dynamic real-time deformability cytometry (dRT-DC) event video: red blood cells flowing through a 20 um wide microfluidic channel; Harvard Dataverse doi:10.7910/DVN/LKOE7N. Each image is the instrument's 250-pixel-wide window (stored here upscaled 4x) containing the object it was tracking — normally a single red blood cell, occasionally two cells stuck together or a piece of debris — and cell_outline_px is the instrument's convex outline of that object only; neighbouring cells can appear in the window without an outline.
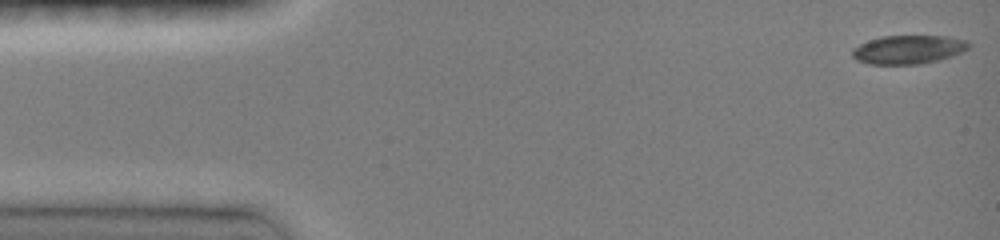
{"species": "common noctule bat (a hibernating species)", "species_latin": "Nyctalus noctula", "temperature_condition": "room temperature", "stored_images_in_passage": 46, "camera_frame_rate_fps": 3000, "um_per_image_px": 0.085, "animal": {"sex": "female", "body_mass_g": 19.0, "forearm_length_mm": 51.5}, "frame": {"image": 1, "passage_image": 1, "time_ms": 0.0, "image_size_px": [1000, 240], "cell_outline_px": [[972, 44], [968, 48], [952, 56], [920, 64], [868, 64], [856, 60], [852, 56], [852, 48], [868, 40], [880, 36], [948, 36], [968, 40]], "centroid_in_image_um": [77.2, 4.2], "position_along_channel_um": 7.8, "area_um2": 19.54}}
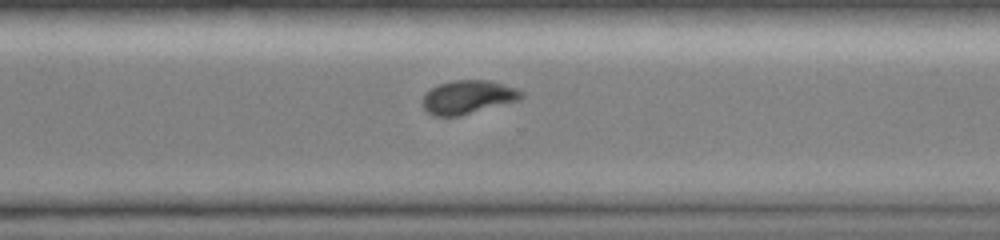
{"frame": {"image": 2, "passage_image": 33, "time_ms": 10.667, "image_size_px": [1000, 240], "cell_outline_px": [[524, 96], [520, 100], [460, 116], [432, 116], [424, 108], [424, 96], [432, 88], [440, 84], [452, 80], [488, 80], [516, 88], [524, 92]], "centroid_in_image_um": [39.82, 8.26], "position_along_channel_um": 330.8, "area_um2": 19.19}}
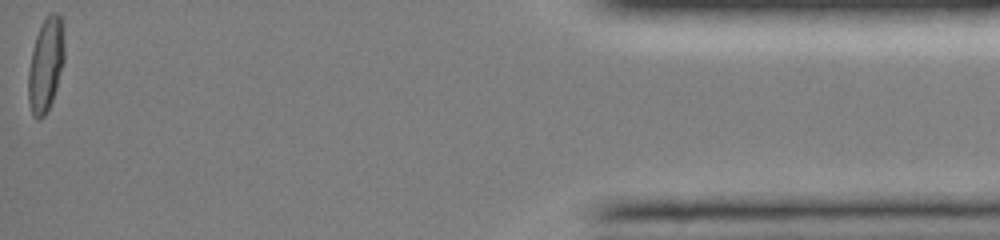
{"frame": {"image": 3, "passage_image": 46, "time_ms": 15.0, "image_size_px": [1000, 240], "cell_outline_px": [[64, 60], [56, 88], [52, 100], [44, 116], [40, 120], [36, 120], [32, 116], [28, 100], [28, 72], [32, 48], [40, 24], [48, 12], [56, 12], [60, 16], [64, 44]], "centroid_in_image_um": [3.86, 5.5], "position_along_channel_um": 431.3, "area_um2": 19.83}, "authors_computed_cell_mechanics": {"area_um2": 19.8832, "velocity_mm_per_s": 4.139, "shape_relaxation_time_tau1_ms": 5.5779, "shape_relaxation_time_tau2_ms": 2.8756, "deformation_change_tau1": 0.1872, "deformation_change_tau2": 0.0525}}